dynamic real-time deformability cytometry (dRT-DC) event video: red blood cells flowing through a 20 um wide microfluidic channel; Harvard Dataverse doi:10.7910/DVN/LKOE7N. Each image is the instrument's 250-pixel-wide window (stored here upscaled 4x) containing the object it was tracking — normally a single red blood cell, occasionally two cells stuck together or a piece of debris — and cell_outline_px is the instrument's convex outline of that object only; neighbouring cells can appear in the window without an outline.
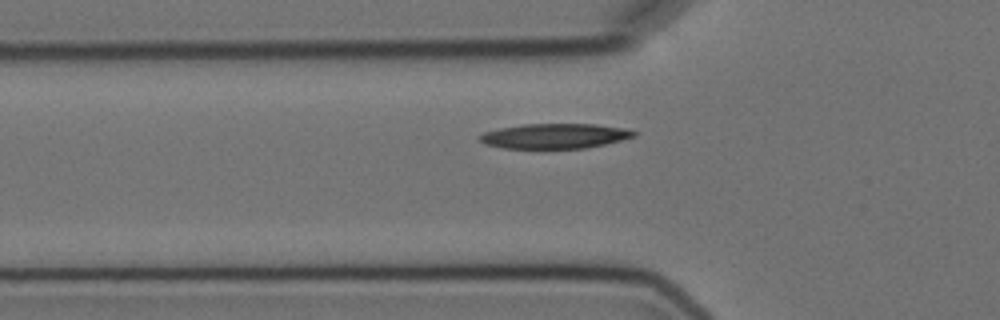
{"species": "Egyptian fruit bat (a non-hibernating species)", "species_latin": "Rousettus aegyptiacus", "temperature_condition": "cold", "stored_images_in_passage": 6, "segment_of_instrument_passage": [2, 2], "camera_frame_rate_fps": 3000, "um_per_image_px": 0.085, "animal": {"sex": "female"}, "frame": {"image": 1, "passage_image": 6, "time_ms": 6.333, "image_size_px": [1000, 320], "cell_outline_px": [[636, 136], [604, 144], [584, 148], [544, 152], [504, 148], [484, 144], [476, 140], [476, 136], [484, 132], [500, 128], [524, 124], [596, 124], [624, 128], [636, 132]], "centroid_in_image_um": [47.04, 11.61], "position_along_channel_um": 78.8, "area_um2": 23.58}}